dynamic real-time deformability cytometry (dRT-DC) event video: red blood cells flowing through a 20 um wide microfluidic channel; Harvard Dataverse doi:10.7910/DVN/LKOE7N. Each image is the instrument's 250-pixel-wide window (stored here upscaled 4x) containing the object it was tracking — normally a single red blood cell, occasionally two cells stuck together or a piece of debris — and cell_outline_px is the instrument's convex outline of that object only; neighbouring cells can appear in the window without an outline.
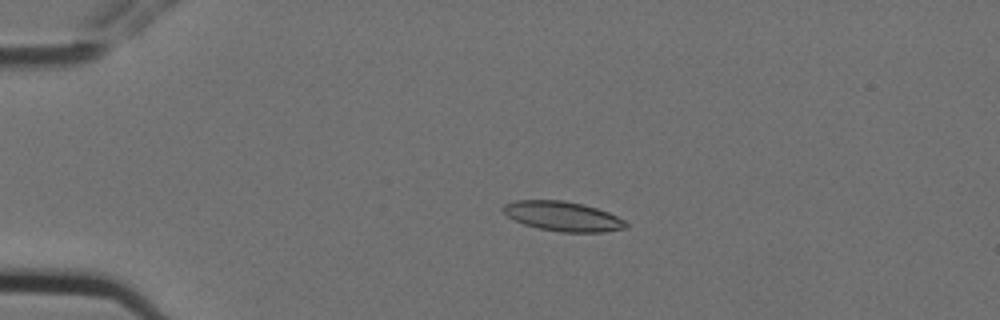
{"species": "Egyptian fruit bat (a non-hibernating species)", "species_latin": "Rousettus aegyptiacus", "temperature_condition": "cold", "stored_images_in_passage": 4, "camera_frame_rate_fps": 3000, "um_per_image_px": 0.085, "animal": {"sex": "female"}, "frame": {"image": 1, "passage_image": 2, "time_ms": 0.333, "image_size_px": [1000, 320], "cell_outline_px": [[628, 228], [604, 232], [560, 232], [540, 228], [524, 224], [508, 216], [500, 208], [504, 204], [516, 200], [564, 200], [584, 204], [608, 212], [624, 220], [628, 224]], "centroid_in_image_um": [47.85, 18.38], "position_along_channel_um": 37.1, "area_um2": 21.21}}
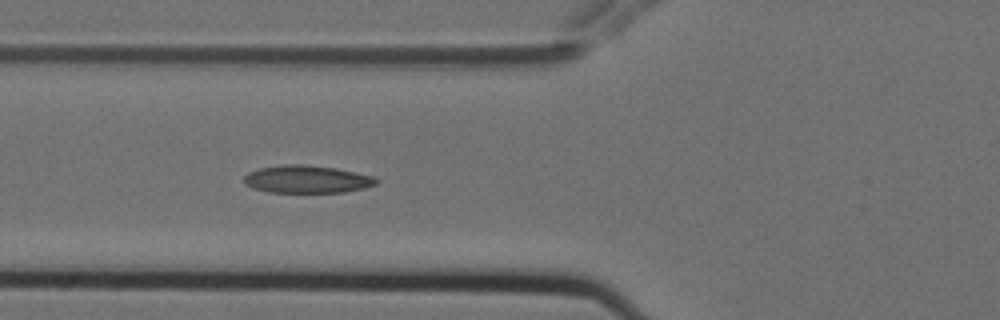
{"frame": {"image": 2, "passage_image": 4, "time_ms": 1.0, "image_size_px": [1000, 320], "cell_outline_px": [[380, 180], [376, 184], [364, 188], [344, 192], [268, 192], [252, 188], [244, 184], [244, 176], [248, 172], [260, 168], [284, 164], [304, 164], [336, 168], [372, 176]], "centroid_in_image_um": [26.06, 15.23], "position_along_channel_um": 99.7, "area_um2": 21.33}}